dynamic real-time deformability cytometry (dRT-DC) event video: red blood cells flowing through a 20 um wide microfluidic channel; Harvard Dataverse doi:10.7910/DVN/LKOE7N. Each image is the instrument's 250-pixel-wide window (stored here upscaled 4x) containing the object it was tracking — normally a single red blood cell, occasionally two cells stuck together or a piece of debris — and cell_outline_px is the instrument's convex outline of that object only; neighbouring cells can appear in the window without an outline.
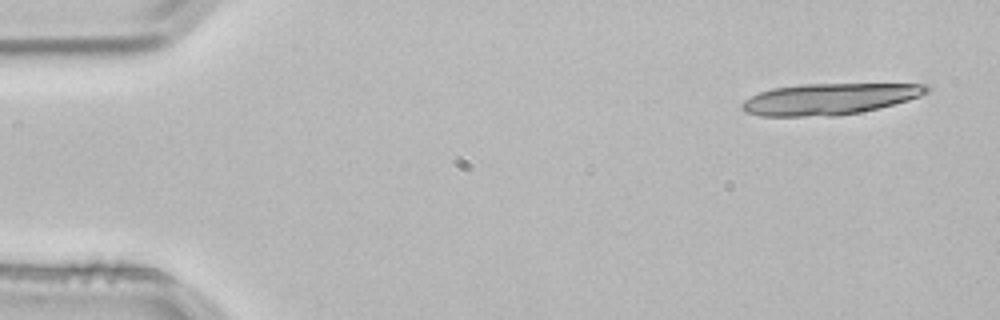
{"species": "common noctule bat (a hibernating species)", "species_latin": "Nyctalus noctula", "temperature_condition": "room temperature", "stored_images_in_passage": 4, "camera_frame_rate_fps": 3000, "um_per_image_px": 0.085, "animal": {"sex": "male", "body_mass_g": 21.5, "forearm_length_mm": 52.0}, "frame": {"image": 1, "passage_image": 1, "time_ms": 0.0, "image_size_px": [1000, 320], "cell_outline_px": [[932, 88], [928, 92], [920, 96], [908, 100], [880, 108], [860, 112], [836, 116], [760, 116], [744, 112], [740, 108], [740, 104], [744, 100], [760, 92], [772, 88], [800, 84], [928, 84]], "centroid_in_image_um": [70.49, 8.41], "position_along_channel_um": 14.5, "area_um2": 33.87}}